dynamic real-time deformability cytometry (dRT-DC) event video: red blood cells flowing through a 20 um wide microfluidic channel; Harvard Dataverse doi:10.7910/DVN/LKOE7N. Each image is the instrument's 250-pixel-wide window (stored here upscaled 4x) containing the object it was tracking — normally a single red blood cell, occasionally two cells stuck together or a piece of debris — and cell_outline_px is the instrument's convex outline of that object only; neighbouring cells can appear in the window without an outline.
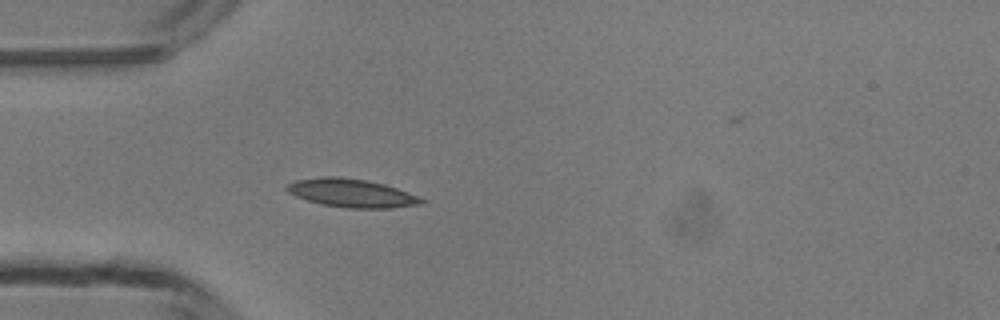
{"species": "common noctule bat (a hibernating species)", "species_latin": "Nyctalus noctula", "temperature_condition": "room temperature", "stored_images_in_passage": 35, "camera_frame_rate_fps": 3000, "um_per_image_px": 0.085, "animal": {"sex": "male", "body_mass_g": 13.3}, "frame": {"image": 1, "passage_image": 1, "time_ms": 0.0, "image_size_px": [1000, 320], "cell_outline_px": [[428, 200], [424, 204], [392, 208], [348, 208], [320, 204], [296, 196], [288, 192], [284, 188], [288, 184], [296, 180], [320, 176], [340, 176], [368, 180], [384, 184], [408, 192]], "centroid_in_image_um": [29.91, 16.41], "position_along_channel_um": 55.1, "area_um2": 22.48}}
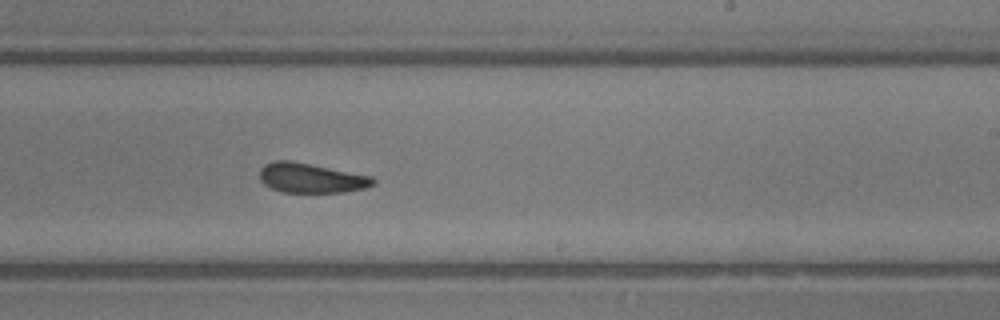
{"frame": {"image": 2, "passage_image": 16, "time_ms": 5.0, "image_size_px": [1000, 320], "cell_outline_px": [[376, 184], [364, 188], [344, 192], [284, 192], [272, 188], [264, 184], [260, 180], [260, 168], [264, 164], [276, 160], [288, 160], [372, 176], [376, 180]], "centroid_in_image_um": [26.44, 15.13], "position_along_channel_um": 262.6, "area_um2": 19.48}}
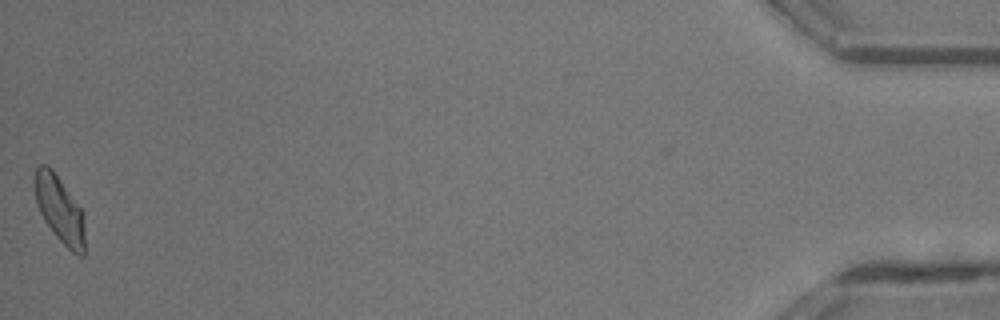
{"frame": {"image": 3, "passage_image": 35, "time_ms": 11.333, "image_size_px": [1000, 320], "cell_outline_px": [[84, 256], [80, 256], [72, 252], [56, 236], [44, 220], [36, 204], [36, 168], [40, 164], [44, 164], [52, 168], [84, 212]], "centroid_in_image_um": [5.1, 17.81], "position_along_channel_um": 430.1, "area_um2": 19.25}, "authors_computed_cell_mechanics": {"area_um2": 19.941, "velocity_mm_per_s": 4.2578, "shape_relaxation_time_tau1_ms": null, "shape_relaxation_time_tau2_ms": 1.5122, "deformation_change_tau1": null, "deformation_change_tau2": 0.0778}}